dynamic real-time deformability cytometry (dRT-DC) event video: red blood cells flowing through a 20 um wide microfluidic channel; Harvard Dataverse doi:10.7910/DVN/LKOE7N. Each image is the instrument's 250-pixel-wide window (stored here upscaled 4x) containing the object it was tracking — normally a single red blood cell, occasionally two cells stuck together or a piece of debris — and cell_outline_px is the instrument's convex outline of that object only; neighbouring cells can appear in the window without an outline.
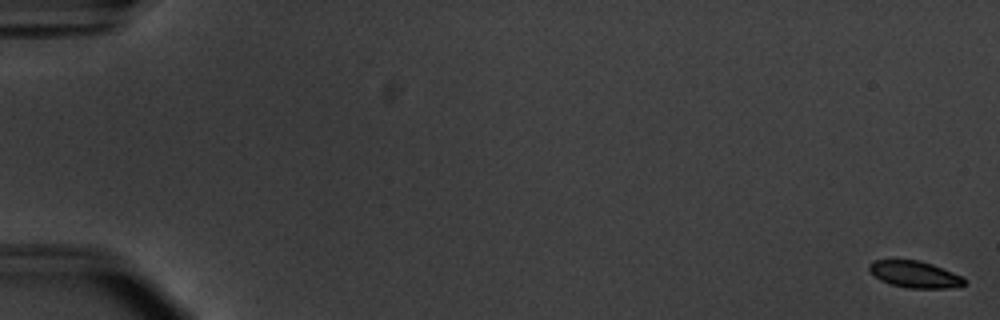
{"species": "common noctule bat (a hibernating species)", "species_latin": "Nyctalus noctula", "temperature_condition": "warm", "stored_images_in_passage": 56, "camera_frame_rate_fps": 3000, "um_per_image_px": 0.085, "animal": {"sex": "male", "body_mass_g": 20.1, "forearm_length_mm": 53.5}, "frame": {"image": 1, "passage_image": 1, "time_ms": 0.0, "image_size_px": [1000, 320], "cell_outline_px": [[964, 284], [960, 288], [908, 288], [892, 284], [880, 280], [868, 268], [868, 264], [872, 260], [920, 260], [932, 264], [952, 272], [960, 276], [964, 280]], "centroid_in_image_um": [77.75, 23.32], "position_along_channel_um": 7.2, "area_um2": 14.68}}
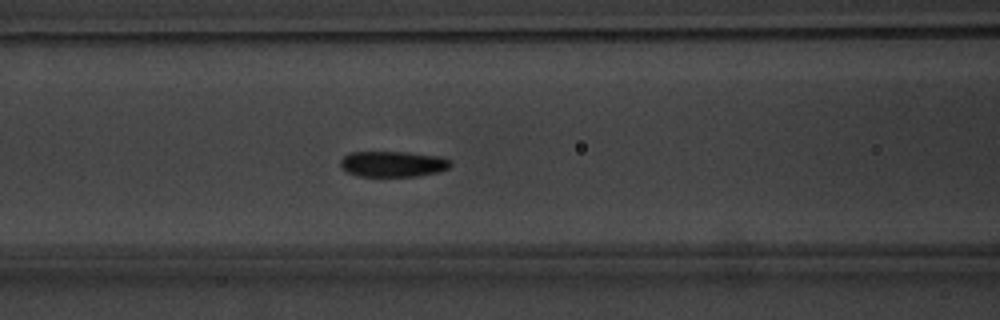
{"frame": {"image": 2, "passage_image": 25, "time_ms": 8.0, "image_size_px": [1000, 320], "cell_outline_px": [[452, 164], [448, 168], [440, 172], [420, 176], [356, 176], [340, 168], [340, 160], [348, 152], [408, 152], [436, 156], [448, 160]], "centroid_in_image_um": [33.35, 13.94], "position_along_channel_um": 133.2, "area_um2": 16.59}}
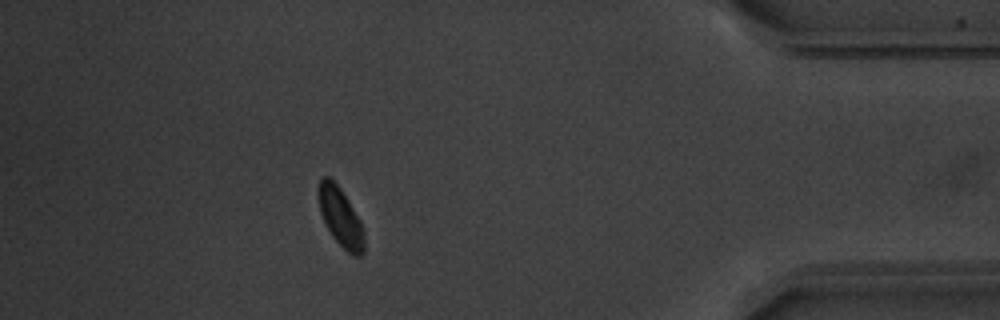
{"frame": {"image": 3, "passage_image": 50, "time_ms": 16.333, "image_size_px": [1000, 320], "cell_outline_px": [[364, 252], [360, 256], [352, 256], [332, 236], [320, 212], [316, 192], [316, 188], [320, 180], [324, 176], [328, 176], [340, 188], [360, 220], [364, 228]], "centroid_in_image_um": [28.93, 18.44], "position_along_channel_um": 406.3, "area_um2": 15.66}}